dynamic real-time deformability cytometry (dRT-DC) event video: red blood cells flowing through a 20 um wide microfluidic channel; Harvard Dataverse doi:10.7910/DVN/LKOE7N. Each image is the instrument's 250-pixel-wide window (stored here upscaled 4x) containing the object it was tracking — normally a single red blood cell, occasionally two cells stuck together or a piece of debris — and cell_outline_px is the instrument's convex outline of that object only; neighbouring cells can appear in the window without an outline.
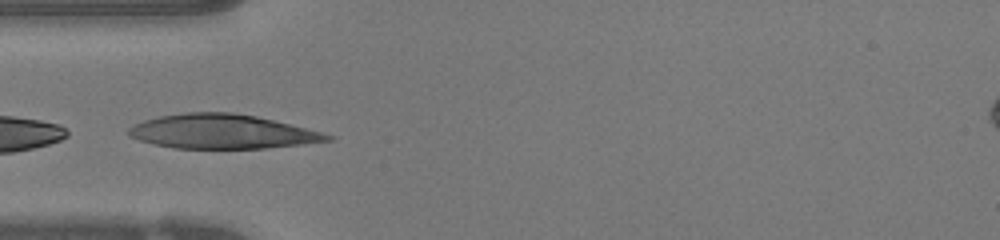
{"species": "human", "species_latin": "Homo sapiens", "temperature_condition": "warm", "stored_images_in_passage": 7, "camera_frame_rate_fps": 3000, "um_per_image_px": 0.085, "donor": {"sex": "female"}, "frame": {"image": 1, "passage_image": 5, "time_ms": 1.333, "image_size_px": [1000, 240], "cell_outline_px": [[336, 140], [264, 148], [172, 148], [152, 144], [128, 136], [128, 128], [144, 120], [160, 116], [184, 112], [232, 112], [256, 116], [336, 136]], "centroid_in_image_um": [18.85, 11.18], "position_along_channel_um": 66.1, "area_um2": 39.48}}